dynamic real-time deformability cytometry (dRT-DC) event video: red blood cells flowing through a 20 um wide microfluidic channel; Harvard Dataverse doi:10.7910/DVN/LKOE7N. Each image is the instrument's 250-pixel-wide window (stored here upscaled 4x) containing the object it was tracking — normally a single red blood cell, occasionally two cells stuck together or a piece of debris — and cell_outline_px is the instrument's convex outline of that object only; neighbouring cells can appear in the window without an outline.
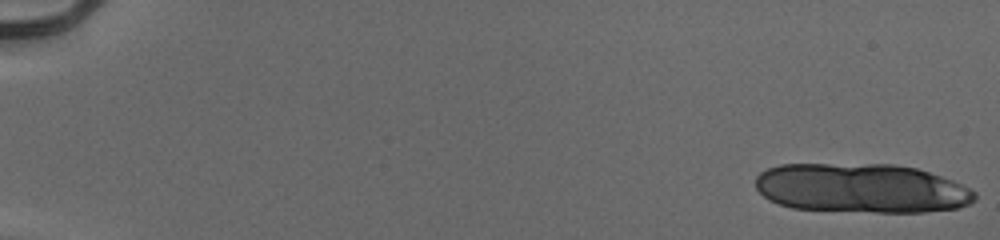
{"species": "human", "species_latin": "Homo sapiens", "temperature_condition": "cold", "stored_images_in_passage": 19, "camera_frame_rate_fps": 3000, "um_per_image_px": 0.085, "donor": {"sex": "male"}, "frame": {"image": 1, "passage_image": 1, "time_ms": 0.0, "image_size_px": [1000, 240], "cell_outline_px": [[976, 200], [968, 204], [956, 208], [924, 212], [876, 212], [792, 208], [780, 204], [764, 196], [756, 188], [756, 176], [760, 172], [768, 168], [780, 164], [892, 164], [916, 168], [952, 180], [976, 192]], "centroid_in_image_um": [73.22, 15.99], "position_along_channel_um": 11.8, "area_um2": 62.89}}